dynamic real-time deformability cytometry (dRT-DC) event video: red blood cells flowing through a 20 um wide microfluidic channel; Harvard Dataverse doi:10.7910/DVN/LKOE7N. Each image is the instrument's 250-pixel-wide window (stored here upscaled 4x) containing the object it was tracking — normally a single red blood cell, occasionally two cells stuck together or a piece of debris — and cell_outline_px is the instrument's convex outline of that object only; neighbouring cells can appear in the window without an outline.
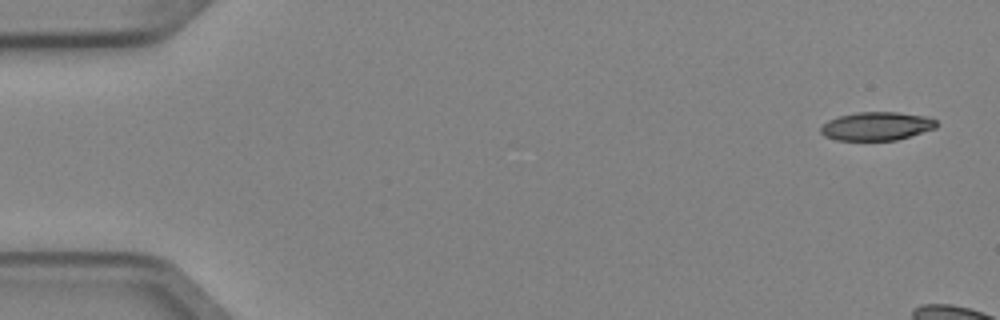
{"species": "Egyptian fruit bat (a non-hibernating species)", "species_latin": "Rousettus aegyptiacus", "temperature_condition": "cold", "stored_images_in_passage": 3, "camera_frame_rate_fps": 3000, "um_per_image_px": 0.085, "animal": {"sex": "female"}, "frame": {"image": 1, "passage_image": 1, "time_ms": 0.0, "image_size_px": [1000, 320], "cell_outline_px": [[936, 128], [896, 140], [836, 140], [824, 136], [820, 132], [820, 128], [828, 120], [840, 116], [856, 112], [896, 112], [924, 116], [936, 120]], "centroid_in_image_um": [74.48, 10.72], "position_along_channel_um": 10.5, "area_um2": 19.02}}